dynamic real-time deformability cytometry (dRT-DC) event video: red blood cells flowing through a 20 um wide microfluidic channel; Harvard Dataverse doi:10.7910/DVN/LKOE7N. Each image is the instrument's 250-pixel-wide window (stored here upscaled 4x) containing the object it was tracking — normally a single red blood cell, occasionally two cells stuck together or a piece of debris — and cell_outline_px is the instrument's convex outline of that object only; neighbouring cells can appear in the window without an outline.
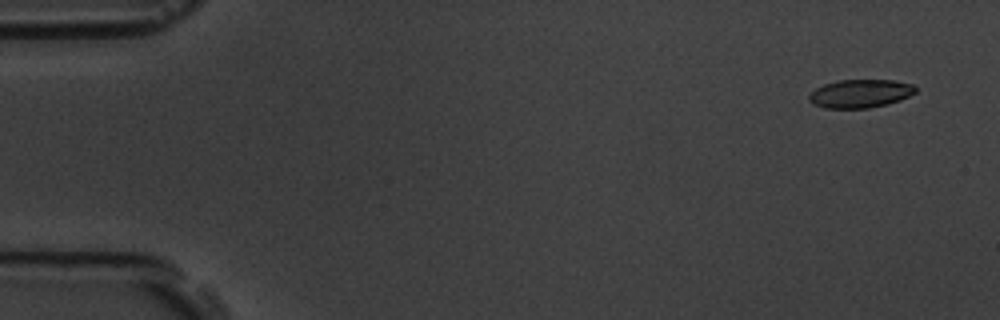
{"species": "common noctule bat (a hibernating species)", "species_latin": "Nyctalus noctula", "temperature_condition": "room temperature", "stored_images_in_passage": 5, "camera_frame_rate_fps": 3000, "um_per_image_px": 0.085, "animal": {"sex": "male", "body_mass_g": 19.5, "forearm_length_mm": 54.6}, "frame": {"image": 1, "passage_image": 1, "time_ms": 0.0, "image_size_px": [1000, 320], "cell_outline_px": [[916, 92], [900, 100], [888, 104], [868, 108], [824, 108], [808, 100], [808, 96], [816, 88], [824, 84], [840, 80], [892, 80], [912, 84], [916, 88]], "centroid_in_image_um": [73.13, 7.95], "position_along_channel_um": 11.9, "area_um2": 17.46}}
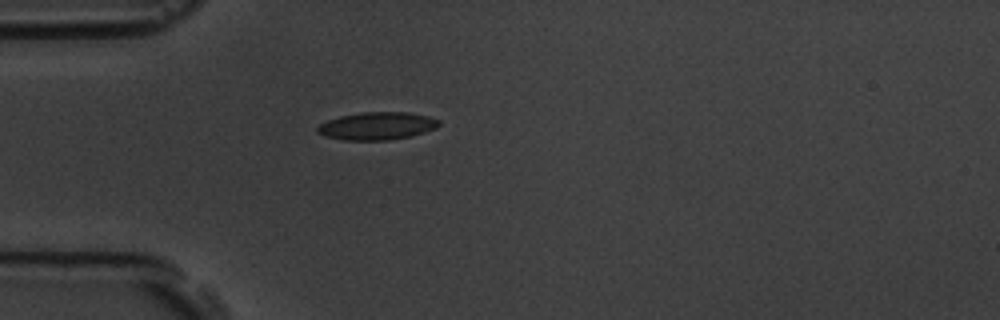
{"frame": {"image": 2, "passage_image": 5, "time_ms": 4.333, "image_size_px": [1000, 320], "cell_outline_px": [[440, 124], [436, 128], [412, 136], [388, 140], [344, 140], [324, 136], [316, 132], [316, 128], [320, 124], [328, 120], [340, 116], [360, 112], [408, 112], [428, 116], [440, 120]], "centroid_in_image_um": [32.04, 10.7], "position_along_channel_um": 53.0, "area_um2": 19.71}}